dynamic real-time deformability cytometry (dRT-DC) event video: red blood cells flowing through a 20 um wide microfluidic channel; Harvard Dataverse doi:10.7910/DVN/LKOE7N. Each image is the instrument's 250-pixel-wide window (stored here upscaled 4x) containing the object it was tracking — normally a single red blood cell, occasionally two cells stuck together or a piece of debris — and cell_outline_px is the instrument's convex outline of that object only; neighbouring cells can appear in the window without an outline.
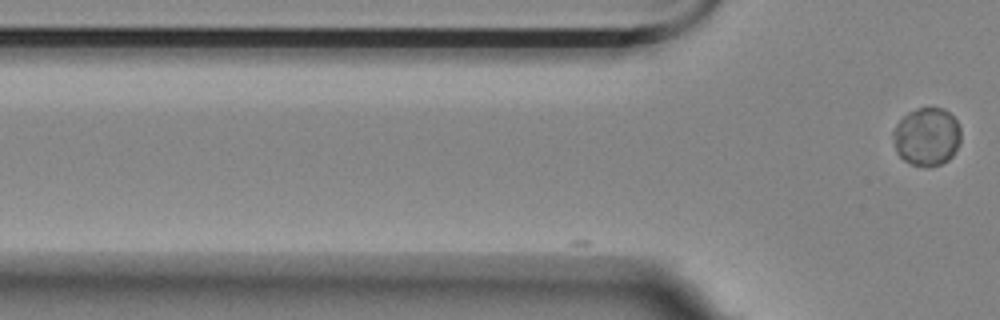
{"species": "Egyptian fruit bat (a non-hibernating species)", "species_latin": "Rousettus aegyptiacus", "temperature_condition": "room temperature", "stored_images_in_passage": 2, "camera_frame_rate_fps": 3000, "um_per_image_px": 0.085, "animal": {"sex": "female"}, "frame": {"image": 1, "passage_image": 2, "time_ms": 0.333, "image_size_px": [1000, 320], "cell_outline_px": [[960, 144], [952, 156], [948, 160], [940, 164], [928, 168], [924, 168], [912, 164], [904, 160], [896, 152], [892, 132], [896, 124], [908, 112], [916, 108], [944, 108], [956, 120], [960, 128]], "centroid_in_image_um": [78.78, 11.63], "position_along_channel_um": 47.0, "area_um2": 23.12}}